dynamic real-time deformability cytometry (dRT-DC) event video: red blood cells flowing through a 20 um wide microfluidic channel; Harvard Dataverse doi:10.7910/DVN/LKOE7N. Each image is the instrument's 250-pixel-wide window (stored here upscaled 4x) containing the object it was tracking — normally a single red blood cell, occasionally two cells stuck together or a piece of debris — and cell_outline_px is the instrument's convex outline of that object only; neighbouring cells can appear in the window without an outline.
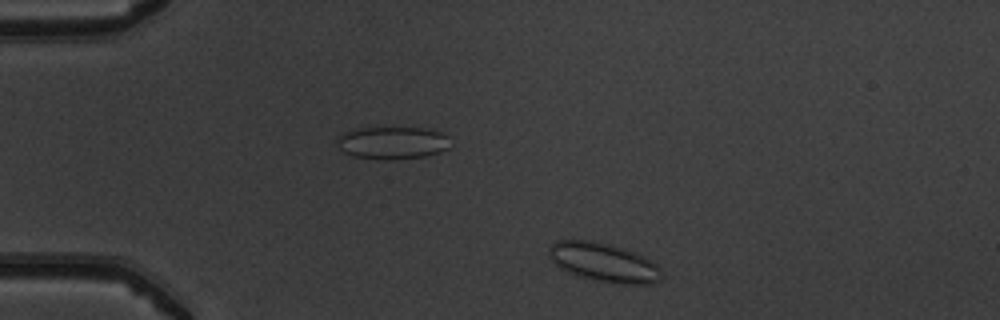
{"species": "common noctule bat (a hibernating species)", "species_latin": "Nyctalus noctula", "temperature_condition": "warm", "stored_images_in_passage": 10, "camera_frame_rate_fps": 3000, "um_per_image_px": 0.085, "animal": {"sex": "male", "body_mass_g": 19.5, "forearm_length_mm": 54.6}, "frame": {"image": 1, "passage_image": 2, "time_ms": 0.333, "image_size_px": [1000, 320], "cell_outline_px": [[664, 276], [660, 280], [652, 284], [620, 284], [592, 280], [568, 272], [560, 268], [548, 256], [548, 248], [556, 240], [592, 240], [612, 244], [636, 252], [652, 260], [664, 272]], "centroid_in_image_um": [51.36, 22.3], "position_along_channel_um": 33.6, "area_um2": 26.07}}